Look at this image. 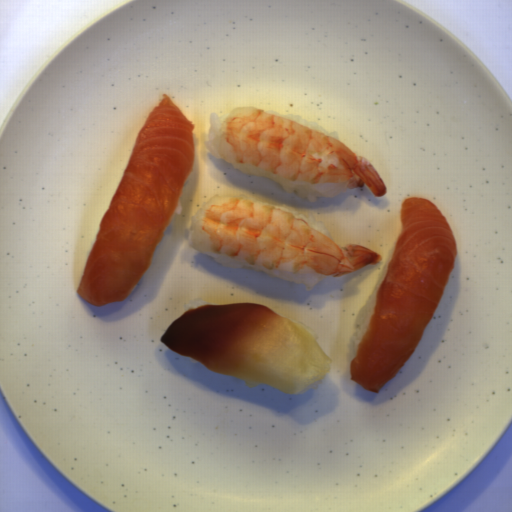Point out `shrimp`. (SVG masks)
<instances>
[{"label": "shrimp", "instance_id": "obj_1", "mask_svg": "<svg viewBox=\"0 0 512 512\" xmlns=\"http://www.w3.org/2000/svg\"><path fill=\"white\" fill-rule=\"evenodd\" d=\"M192 241L200 253L323 278H338L382 260L369 248L339 245L290 211L229 196L212 197L203 205Z\"/></svg>", "mask_w": 512, "mask_h": 512}, {"label": "shrimp", "instance_id": "obj_2", "mask_svg": "<svg viewBox=\"0 0 512 512\" xmlns=\"http://www.w3.org/2000/svg\"><path fill=\"white\" fill-rule=\"evenodd\" d=\"M214 144L227 161L251 164L291 182L349 189L366 184L377 198L387 192L372 163L338 138L258 108H233L222 120Z\"/></svg>", "mask_w": 512, "mask_h": 512}]
</instances>
